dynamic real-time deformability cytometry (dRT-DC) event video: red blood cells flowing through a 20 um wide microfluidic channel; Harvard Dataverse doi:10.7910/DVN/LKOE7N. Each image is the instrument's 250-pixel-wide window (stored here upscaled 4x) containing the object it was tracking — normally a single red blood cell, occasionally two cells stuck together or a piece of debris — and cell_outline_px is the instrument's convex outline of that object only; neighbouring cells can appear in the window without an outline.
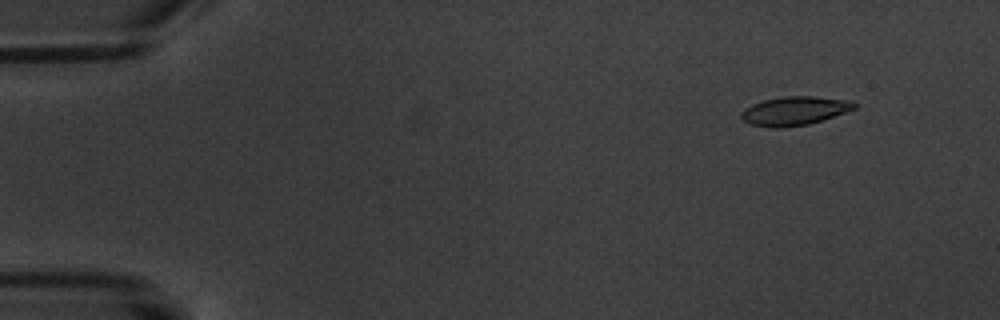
{"species": "common noctule bat (a hibernating species)", "species_latin": "Nyctalus noctula", "temperature_condition": "warm", "stored_images_in_passage": 6, "camera_frame_rate_fps": 3000, "um_per_image_px": 0.085, "animal": {"sex": "male", "body_mass_g": 20.1, "forearm_length_mm": 53.5}, "frame": {"image": 1, "passage_image": 2, "time_ms": 1.333, "image_size_px": [1000, 320], "cell_outline_px": [[856, 108], [808, 124], [780, 128], [776, 128], [752, 124], [744, 120], [740, 116], [740, 112], [744, 108], [752, 104], [764, 100], [784, 96], [816, 96], [852, 100], [856, 104]], "centroid_in_image_um": [67.52, 9.4], "position_along_channel_um": 17.5, "area_um2": 18.79}}